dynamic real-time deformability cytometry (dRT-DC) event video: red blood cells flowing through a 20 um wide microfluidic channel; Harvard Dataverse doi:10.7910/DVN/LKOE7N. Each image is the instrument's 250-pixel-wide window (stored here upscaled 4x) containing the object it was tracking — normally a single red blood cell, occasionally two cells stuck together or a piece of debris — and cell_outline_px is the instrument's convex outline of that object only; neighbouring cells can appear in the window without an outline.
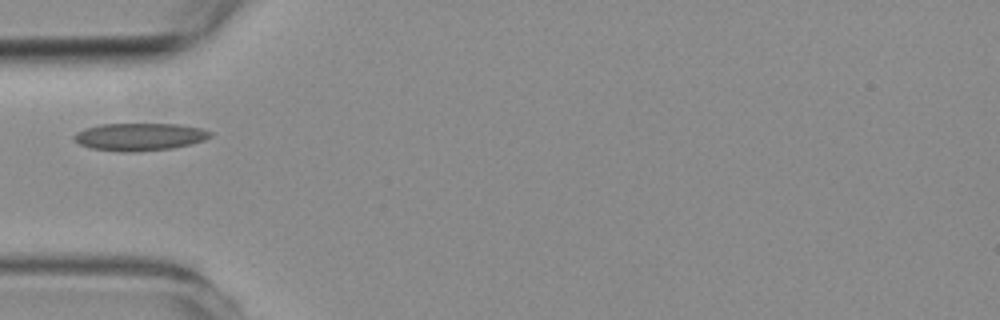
{"species": "common noctule bat (a hibernating species)", "species_latin": "Nyctalus noctula", "temperature_condition": "room temperature", "stored_images_in_passage": 1, "camera_frame_rate_fps": 3000, "um_per_image_px": 0.085, "animal": {"sex": "female", "body_mass_g": 19.3, "forearm_length_mm": 54.1}, "frame": {"image": 1, "passage_image": 1, "time_ms": 0.0, "image_size_px": [1000, 320], "cell_outline_px": [[212, 136], [204, 140], [172, 148], [136, 152], [128, 152], [92, 148], [80, 144], [72, 140], [72, 136], [76, 132], [84, 128], [100, 124], [180, 124], [200, 128], [212, 132]], "centroid_in_image_um": [11.84, 11.62], "position_along_channel_um": 73.2, "area_um2": 21.85}}